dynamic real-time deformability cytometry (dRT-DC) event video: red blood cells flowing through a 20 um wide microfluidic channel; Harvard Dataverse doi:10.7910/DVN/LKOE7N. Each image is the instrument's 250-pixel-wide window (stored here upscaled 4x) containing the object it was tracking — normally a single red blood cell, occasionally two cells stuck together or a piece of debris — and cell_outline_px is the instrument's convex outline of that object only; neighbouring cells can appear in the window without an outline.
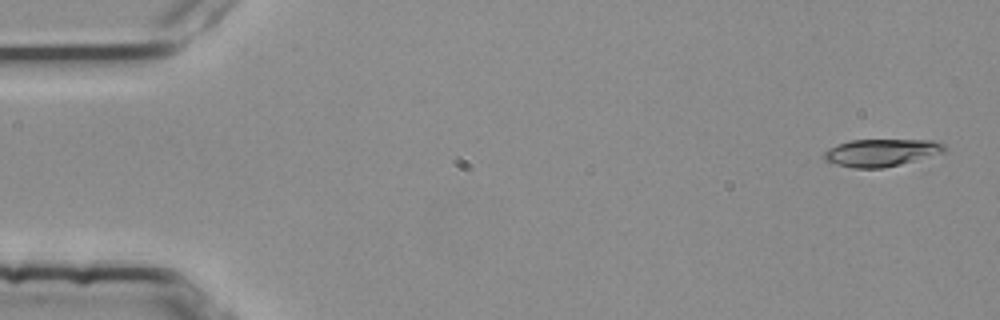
{"species": "common noctule bat (a hibernating species)", "species_latin": "Nyctalus noctula", "temperature_condition": "room temperature", "stored_images_in_passage": 4, "camera_frame_rate_fps": 3000, "um_per_image_px": 0.085, "animal": {"sex": "female", "body_mass_g": 25.1}, "frame": {"image": 1, "passage_image": 1, "time_ms": 0.0, "image_size_px": [1000, 320], "cell_outline_px": [[948, 148], [944, 152], [900, 164], [884, 168], [852, 168], [836, 164], [824, 160], [824, 152], [828, 148], [836, 144], [852, 140], [932, 140], [944, 144]], "centroid_in_image_um": [74.89, 12.97], "position_along_channel_um": 10.1, "area_um2": 19.19}}
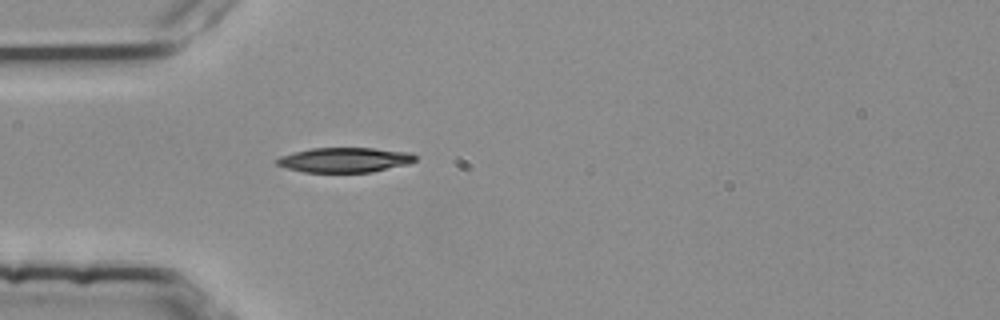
{"frame": {"image": 2, "passage_image": 4, "time_ms": 1.0, "image_size_px": [1000, 320], "cell_outline_px": [[416, 160], [408, 164], [372, 172], [304, 172], [284, 168], [276, 164], [276, 160], [280, 156], [312, 148], [372, 148], [412, 152], [416, 156]], "centroid_in_image_um": [29.31, 13.59], "position_along_channel_um": 55.7, "area_um2": 20.06}}